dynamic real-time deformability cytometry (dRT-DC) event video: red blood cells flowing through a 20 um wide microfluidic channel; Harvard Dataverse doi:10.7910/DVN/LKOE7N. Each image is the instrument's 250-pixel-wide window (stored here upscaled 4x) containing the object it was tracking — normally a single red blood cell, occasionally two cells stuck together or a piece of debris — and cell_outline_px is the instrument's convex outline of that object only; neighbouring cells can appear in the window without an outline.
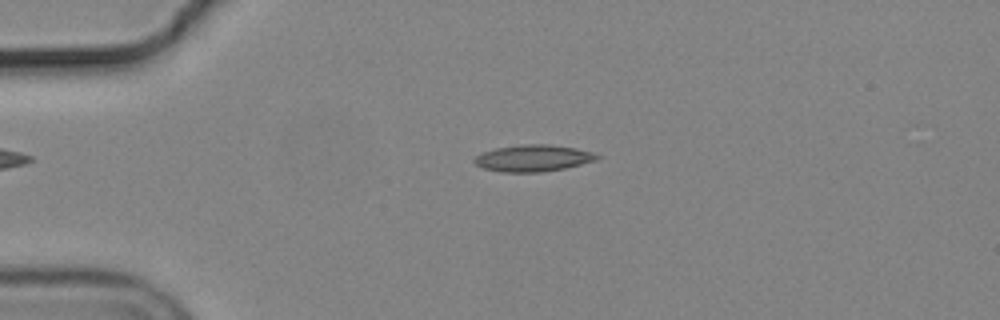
{"species": "common noctule bat (a hibernating species)", "species_latin": "Nyctalus noctula", "temperature_condition": "cold", "stored_images_in_passage": 55, "camera_frame_rate_fps": 3000, "um_per_image_px": 0.085, "animal": {"sex": "male", "body_mass_g": 19.2, "forearm_length_mm": 51.8}, "frame": {"image": 1, "passage_image": 13, "time_ms": 4.0, "image_size_px": [1000, 320], "cell_outline_px": [[600, 156], [596, 160], [564, 168], [540, 172], [500, 172], [484, 168], [476, 164], [472, 160], [476, 156], [484, 152], [496, 148], [524, 144], [548, 144], [576, 148], [592, 152]], "centroid_in_image_um": [45.3, 13.44], "position_along_channel_um": 39.7, "area_um2": 18.84}}
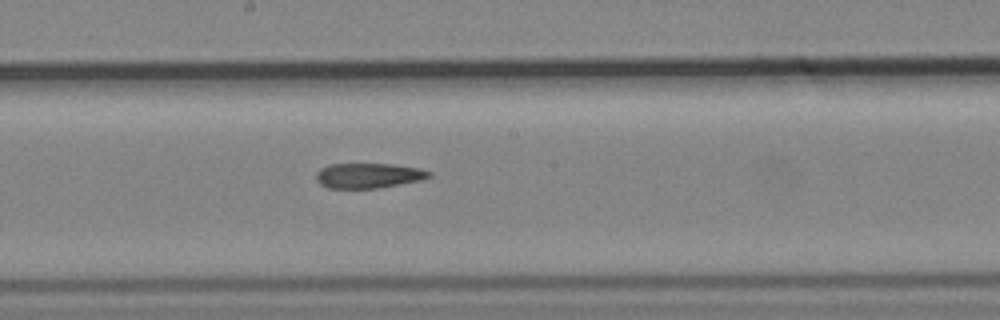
{"frame": {"image": 2, "passage_image": 30, "time_ms": 9.667, "image_size_px": [1000, 320], "cell_outline_px": [[432, 176], [420, 180], [380, 188], [328, 188], [320, 184], [316, 180], [316, 172], [320, 168], [328, 164], [392, 164], [420, 168], [432, 172]], "centroid_in_image_um": [31.31, 14.92], "position_along_channel_um": 216.9, "area_um2": 16.59}}
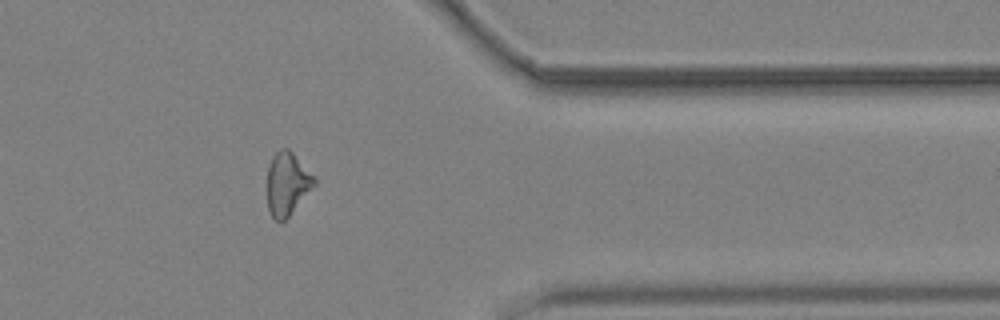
{"frame": {"image": 3, "passage_image": 45, "time_ms": 14.667, "image_size_px": [1000, 320], "cell_outline_px": [[316, 184], [288, 216], [284, 220], [276, 220], [272, 216], [268, 208], [268, 168], [272, 156], [280, 148], [288, 148], [292, 152], [316, 180]], "centroid_in_image_um": [24.4, 15.6], "position_along_channel_um": 387.0, "area_um2": 16.76}, "authors_computed_cell_mechanics": {"area_um2": 17.7446, "velocity_mm_per_s": 3.7065, "shape_relaxation_time_tau1_ms": null, "shape_relaxation_time_tau2_ms": 4.0055, "deformation_change_tau1": null, "deformation_change_tau2": 0.1231}}